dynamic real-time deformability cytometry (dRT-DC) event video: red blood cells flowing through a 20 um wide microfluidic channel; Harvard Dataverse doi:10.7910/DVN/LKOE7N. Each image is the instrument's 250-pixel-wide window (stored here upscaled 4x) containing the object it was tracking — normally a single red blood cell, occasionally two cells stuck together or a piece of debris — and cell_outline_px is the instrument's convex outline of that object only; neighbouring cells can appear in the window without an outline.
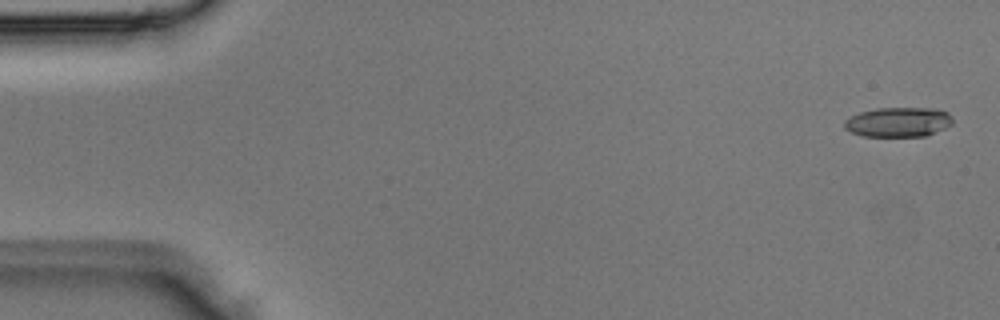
{"species": "Egyptian fruit bat (a non-hibernating species)", "species_latin": "Rousettus aegyptiacus", "temperature_condition": "room temperature", "stored_images_in_passage": 3, "camera_frame_rate_fps": 3000, "um_per_image_px": 0.085, "animal": {"sex": "male"}, "frame": {"image": 1, "passage_image": 1, "time_ms": 0.0, "image_size_px": [1000, 320], "cell_outline_px": [[952, 124], [944, 128], [924, 136], [860, 136], [844, 128], [844, 120], [860, 112], [876, 108], [936, 108], [948, 112], [952, 116]], "centroid_in_image_um": [76.35, 10.37], "position_along_channel_um": 8.6, "area_um2": 18.73}}
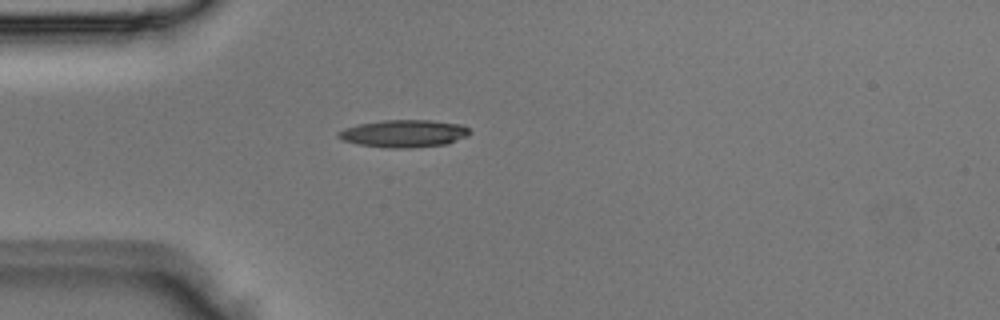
{"frame": {"image": 2, "passage_image": 3, "time_ms": 0.667, "image_size_px": [1000, 320], "cell_outline_px": [[472, 132], [448, 144], [408, 148], [392, 148], [360, 144], [344, 140], [336, 136], [336, 132], [344, 128], [360, 124], [384, 120], [432, 120], [464, 124]], "centroid_in_image_um": [34.36, 11.34], "position_along_channel_um": 50.6, "area_um2": 20.92}}